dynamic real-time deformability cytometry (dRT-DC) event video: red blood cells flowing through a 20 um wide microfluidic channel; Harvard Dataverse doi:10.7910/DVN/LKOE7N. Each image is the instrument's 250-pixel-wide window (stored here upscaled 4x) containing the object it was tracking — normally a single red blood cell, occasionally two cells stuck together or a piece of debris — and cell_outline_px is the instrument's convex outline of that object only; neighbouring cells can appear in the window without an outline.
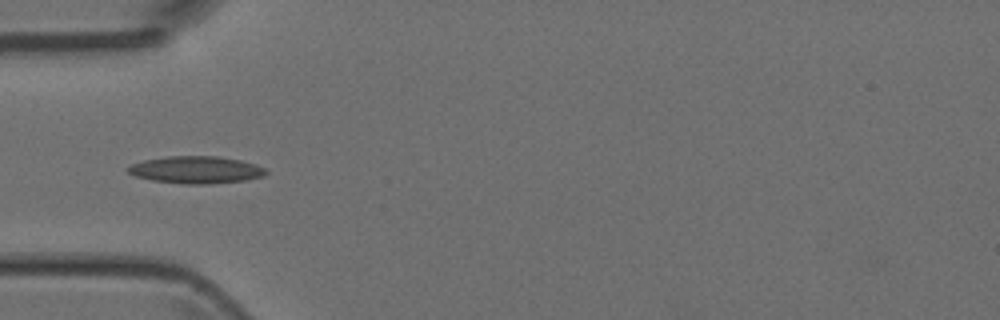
{"species": "Egyptian fruit bat (a non-hibernating species)", "species_latin": "Rousettus aegyptiacus", "temperature_condition": "room temperature", "stored_images_in_passage": 5, "camera_frame_rate_fps": 3000, "um_per_image_px": 0.085, "animal": {"sex": "female"}, "frame": {"image": 1, "passage_image": 5, "time_ms": 4.333, "image_size_px": [1000, 320], "cell_outline_px": [[268, 172], [264, 176], [244, 180], [212, 184], [184, 184], [152, 180], [136, 176], [128, 172], [124, 168], [132, 164], [144, 160], [168, 156], [216, 156], [240, 160], [256, 164], [264, 168]], "centroid_in_image_um": [16.66, 14.43], "position_along_channel_um": 68.3, "area_um2": 21.91}}